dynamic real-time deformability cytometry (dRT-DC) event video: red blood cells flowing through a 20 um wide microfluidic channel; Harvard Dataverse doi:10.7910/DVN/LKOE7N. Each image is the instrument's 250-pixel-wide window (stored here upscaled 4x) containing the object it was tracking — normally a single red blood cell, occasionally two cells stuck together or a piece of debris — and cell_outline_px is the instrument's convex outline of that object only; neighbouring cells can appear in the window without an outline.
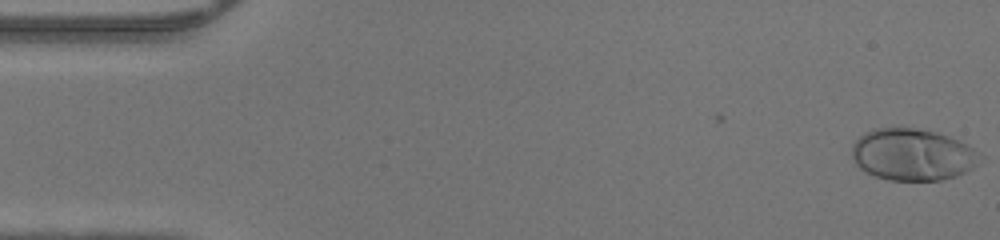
{"species": "human", "species_latin": "Homo sapiens", "temperature_condition": "warm", "stored_images_in_passage": 47, "camera_frame_rate_fps": 3000, "um_per_image_px": 0.085, "donor": {"sex": "male"}, "frame": {"image": 1, "passage_image": 1, "time_ms": 0.0, "image_size_px": [1000, 240], "cell_outline_px": [[984, 160], [972, 168], [956, 176], [940, 180], [888, 180], [876, 176], [860, 168], [856, 164], [852, 156], [852, 144], [864, 132], [872, 128], [912, 128], [936, 132], [948, 136], [980, 152], [984, 156]], "centroid_in_image_um": [77.58, 13.14], "position_along_channel_um": 7.4, "area_um2": 38.67}}
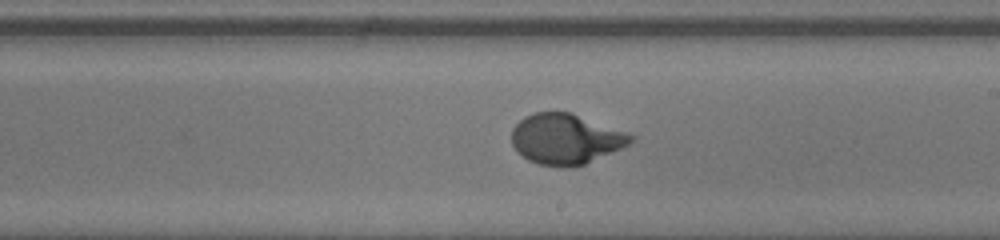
{"frame": {"image": 2, "passage_image": 27, "time_ms": 8.667, "image_size_px": [1000, 240], "cell_outline_px": [[636, 140], [620, 148], [584, 164], [572, 168], [568, 168], [540, 164], [528, 160], [516, 152], [512, 144], [512, 128], [524, 116], [536, 112], [572, 112], [636, 136]], "centroid_in_image_um": [48.06, 11.81], "position_along_channel_um": 240.9, "area_um2": 34.97}}
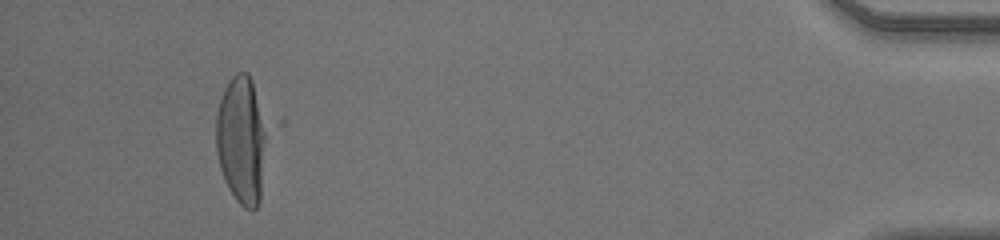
{"frame": {"image": 3, "passage_image": 44, "time_ms": 14.333, "image_size_px": [1000, 240], "cell_outline_px": [[264, 140], [260, 200], [256, 208], [252, 212], [244, 208], [236, 200], [228, 188], [224, 180], [220, 168], [216, 152], [216, 112], [224, 88], [228, 80], [236, 72], [248, 72], [252, 80], [264, 124]], "centroid_in_image_um": [20.47, 11.91], "position_along_channel_um": 414.7, "area_um2": 37.11}}